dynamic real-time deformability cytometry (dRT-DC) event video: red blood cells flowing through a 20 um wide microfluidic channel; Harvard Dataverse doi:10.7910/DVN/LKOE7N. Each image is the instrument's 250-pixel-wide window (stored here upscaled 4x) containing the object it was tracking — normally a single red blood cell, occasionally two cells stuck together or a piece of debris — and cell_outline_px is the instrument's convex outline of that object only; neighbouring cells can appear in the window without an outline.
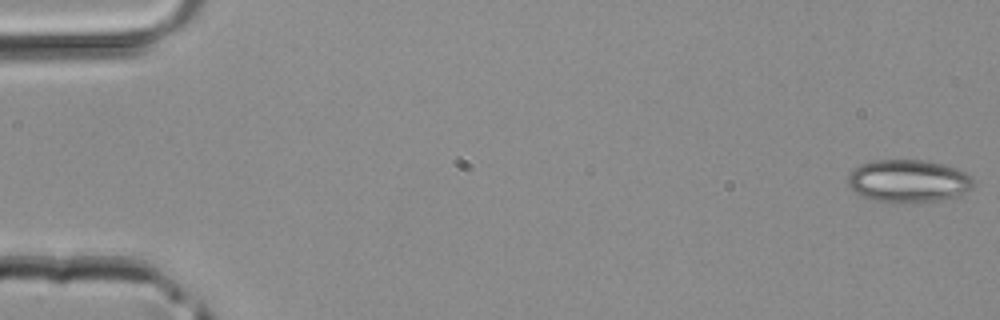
{"species": "common noctule bat (a hibernating species)", "species_latin": "Nyctalus noctula", "temperature_condition": "room temperature", "stored_images_in_passage": 44, "camera_frame_rate_fps": 3000, "um_per_image_px": 0.085, "animal": {"sex": "male", "body_mass_g": 20.4}, "frame": {"image": 1, "passage_image": 1, "time_ms": 0.0, "image_size_px": [1000, 320], "cell_outline_px": [[972, 188], [956, 196], [940, 200], [916, 204], [896, 204], [872, 200], [860, 196], [848, 184], [848, 176], [860, 164], [872, 160], [924, 160], [940, 164], [964, 172], [972, 176]], "centroid_in_image_um": [77.18, 15.42], "position_along_channel_um": 7.8, "area_um2": 31.44}}
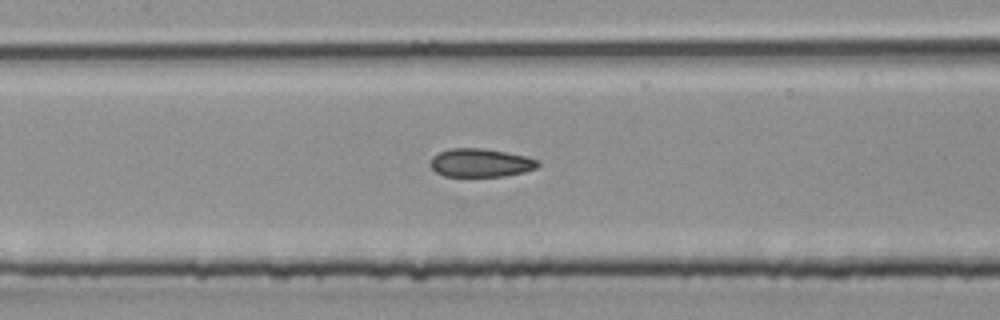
{"frame": {"image": 2, "passage_image": 21, "time_ms": 6.667, "image_size_px": [1000, 320], "cell_outline_px": [[540, 164], [536, 168], [524, 172], [504, 176], [444, 176], [436, 172], [432, 168], [432, 156], [440, 152], [452, 148], [484, 148], [524, 156], [540, 160]], "centroid_in_image_um": [40.87, 13.84], "position_along_channel_um": 166.5, "area_um2": 17.63}}
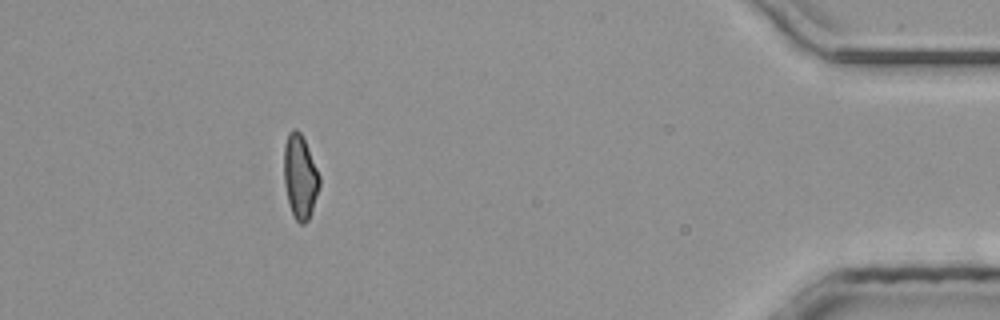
{"frame": {"image": 3, "passage_image": 40, "time_ms": 13.0, "image_size_px": [1000, 320], "cell_outline_px": [[320, 184], [308, 220], [304, 224], [300, 224], [296, 220], [288, 204], [284, 184], [284, 144], [288, 132], [292, 128], [296, 128], [300, 132], [304, 140], [320, 176]], "centroid_in_image_um": [25.48, 15.0], "position_along_channel_um": 409.7, "area_um2": 17.28}}